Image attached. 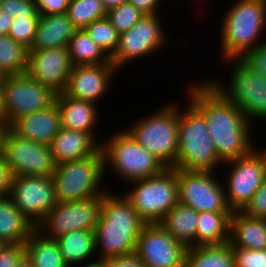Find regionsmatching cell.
Here are the masks:
<instances>
[{
  "mask_svg": "<svg viewBox=\"0 0 266 267\" xmlns=\"http://www.w3.org/2000/svg\"><path fill=\"white\" fill-rule=\"evenodd\" d=\"M28 49L9 35H0V71L4 76L27 71Z\"/></svg>",
  "mask_w": 266,
  "mask_h": 267,
  "instance_id": "cell-32",
  "label": "cell"
},
{
  "mask_svg": "<svg viewBox=\"0 0 266 267\" xmlns=\"http://www.w3.org/2000/svg\"><path fill=\"white\" fill-rule=\"evenodd\" d=\"M105 267H147L134 253L105 260Z\"/></svg>",
  "mask_w": 266,
  "mask_h": 267,
  "instance_id": "cell-43",
  "label": "cell"
},
{
  "mask_svg": "<svg viewBox=\"0 0 266 267\" xmlns=\"http://www.w3.org/2000/svg\"><path fill=\"white\" fill-rule=\"evenodd\" d=\"M198 212L192 207L177 203L160 224L186 248L196 246Z\"/></svg>",
  "mask_w": 266,
  "mask_h": 267,
  "instance_id": "cell-27",
  "label": "cell"
},
{
  "mask_svg": "<svg viewBox=\"0 0 266 267\" xmlns=\"http://www.w3.org/2000/svg\"><path fill=\"white\" fill-rule=\"evenodd\" d=\"M186 251L160 223H146L134 254L147 267H184Z\"/></svg>",
  "mask_w": 266,
  "mask_h": 267,
  "instance_id": "cell-17",
  "label": "cell"
},
{
  "mask_svg": "<svg viewBox=\"0 0 266 267\" xmlns=\"http://www.w3.org/2000/svg\"><path fill=\"white\" fill-rule=\"evenodd\" d=\"M105 141V142H104ZM104 175L107 169L129 183L159 175L167 168L158 158L140 146L125 130L116 131L101 141ZM109 166V167H107Z\"/></svg>",
  "mask_w": 266,
  "mask_h": 267,
  "instance_id": "cell-5",
  "label": "cell"
},
{
  "mask_svg": "<svg viewBox=\"0 0 266 267\" xmlns=\"http://www.w3.org/2000/svg\"><path fill=\"white\" fill-rule=\"evenodd\" d=\"M9 196L16 208L35 226L57 204L51 176H12Z\"/></svg>",
  "mask_w": 266,
  "mask_h": 267,
  "instance_id": "cell-16",
  "label": "cell"
},
{
  "mask_svg": "<svg viewBox=\"0 0 266 267\" xmlns=\"http://www.w3.org/2000/svg\"><path fill=\"white\" fill-rule=\"evenodd\" d=\"M8 128L19 137L49 145L61 128L58 105L54 102L44 110L20 116Z\"/></svg>",
  "mask_w": 266,
  "mask_h": 267,
  "instance_id": "cell-20",
  "label": "cell"
},
{
  "mask_svg": "<svg viewBox=\"0 0 266 267\" xmlns=\"http://www.w3.org/2000/svg\"><path fill=\"white\" fill-rule=\"evenodd\" d=\"M56 93L27 73L5 76L1 82L4 123L7 127L18 117L48 108Z\"/></svg>",
  "mask_w": 266,
  "mask_h": 267,
  "instance_id": "cell-10",
  "label": "cell"
},
{
  "mask_svg": "<svg viewBox=\"0 0 266 267\" xmlns=\"http://www.w3.org/2000/svg\"><path fill=\"white\" fill-rule=\"evenodd\" d=\"M185 104L187 107L180 106L176 161L171 168L216 172L223 162L207 131L205 118L188 100Z\"/></svg>",
  "mask_w": 266,
  "mask_h": 267,
  "instance_id": "cell-4",
  "label": "cell"
},
{
  "mask_svg": "<svg viewBox=\"0 0 266 267\" xmlns=\"http://www.w3.org/2000/svg\"><path fill=\"white\" fill-rule=\"evenodd\" d=\"M112 193L108 190L102 196L100 215L94 229L97 259L101 260L133 254L146 224L124 194Z\"/></svg>",
  "mask_w": 266,
  "mask_h": 267,
  "instance_id": "cell-2",
  "label": "cell"
},
{
  "mask_svg": "<svg viewBox=\"0 0 266 267\" xmlns=\"http://www.w3.org/2000/svg\"><path fill=\"white\" fill-rule=\"evenodd\" d=\"M65 14L79 30L85 29L97 19L106 17L107 11L101 0H70Z\"/></svg>",
  "mask_w": 266,
  "mask_h": 267,
  "instance_id": "cell-33",
  "label": "cell"
},
{
  "mask_svg": "<svg viewBox=\"0 0 266 267\" xmlns=\"http://www.w3.org/2000/svg\"><path fill=\"white\" fill-rule=\"evenodd\" d=\"M105 267V260H101V259H95L94 261L91 260V262H87V263H83L79 265V267Z\"/></svg>",
  "mask_w": 266,
  "mask_h": 267,
  "instance_id": "cell-48",
  "label": "cell"
},
{
  "mask_svg": "<svg viewBox=\"0 0 266 267\" xmlns=\"http://www.w3.org/2000/svg\"><path fill=\"white\" fill-rule=\"evenodd\" d=\"M36 226L13 204L9 195L0 197V240L5 244L25 243Z\"/></svg>",
  "mask_w": 266,
  "mask_h": 267,
  "instance_id": "cell-25",
  "label": "cell"
},
{
  "mask_svg": "<svg viewBox=\"0 0 266 267\" xmlns=\"http://www.w3.org/2000/svg\"><path fill=\"white\" fill-rule=\"evenodd\" d=\"M14 18L0 10V35H8Z\"/></svg>",
  "mask_w": 266,
  "mask_h": 267,
  "instance_id": "cell-46",
  "label": "cell"
},
{
  "mask_svg": "<svg viewBox=\"0 0 266 267\" xmlns=\"http://www.w3.org/2000/svg\"><path fill=\"white\" fill-rule=\"evenodd\" d=\"M5 78V76L2 74V72L0 71V84L2 82V80Z\"/></svg>",
  "mask_w": 266,
  "mask_h": 267,
  "instance_id": "cell-52",
  "label": "cell"
},
{
  "mask_svg": "<svg viewBox=\"0 0 266 267\" xmlns=\"http://www.w3.org/2000/svg\"><path fill=\"white\" fill-rule=\"evenodd\" d=\"M231 63V74L227 87L220 79L209 81L231 102H233L245 115L246 119L266 121V79L256 73L240 58L225 59ZM236 61V62H235ZM233 62V63H232Z\"/></svg>",
  "mask_w": 266,
  "mask_h": 267,
  "instance_id": "cell-9",
  "label": "cell"
},
{
  "mask_svg": "<svg viewBox=\"0 0 266 267\" xmlns=\"http://www.w3.org/2000/svg\"><path fill=\"white\" fill-rule=\"evenodd\" d=\"M240 59L266 79V41L247 51Z\"/></svg>",
  "mask_w": 266,
  "mask_h": 267,
  "instance_id": "cell-39",
  "label": "cell"
},
{
  "mask_svg": "<svg viewBox=\"0 0 266 267\" xmlns=\"http://www.w3.org/2000/svg\"><path fill=\"white\" fill-rule=\"evenodd\" d=\"M0 122H4L3 108H2V97H1V84H0Z\"/></svg>",
  "mask_w": 266,
  "mask_h": 267,
  "instance_id": "cell-51",
  "label": "cell"
},
{
  "mask_svg": "<svg viewBox=\"0 0 266 267\" xmlns=\"http://www.w3.org/2000/svg\"><path fill=\"white\" fill-rule=\"evenodd\" d=\"M184 267H234L232 247L227 242L187 248Z\"/></svg>",
  "mask_w": 266,
  "mask_h": 267,
  "instance_id": "cell-30",
  "label": "cell"
},
{
  "mask_svg": "<svg viewBox=\"0 0 266 267\" xmlns=\"http://www.w3.org/2000/svg\"><path fill=\"white\" fill-rule=\"evenodd\" d=\"M60 253L69 267L91 262L95 258V232L94 230H75L65 233L55 239Z\"/></svg>",
  "mask_w": 266,
  "mask_h": 267,
  "instance_id": "cell-26",
  "label": "cell"
},
{
  "mask_svg": "<svg viewBox=\"0 0 266 267\" xmlns=\"http://www.w3.org/2000/svg\"><path fill=\"white\" fill-rule=\"evenodd\" d=\"M4 242L2 241V240H0V250H1V248L4 246Z\"/></svg>",
  "mask_w": 266,
  "mask_h": 267,
  "instance_id": "cell-53",
  "label": "cell"
},
{
  "mask_svg": "<svg viewBox=\"0 0 266 267\" xmlns=\"http://www.w3.org/2000/svg\"><path fill=\"white\" fill-rule=\"evenodd\" d=\"M222 17L220 58H241L257 45L266 31V0H237ZM263 33V34H262Z\"/></svg>",
  "mask_w": 266,
  "mask_h": 267,
  "instance_id": "cell-3",
  "label": "cell"
},
{
  "mask_svg": "<svg viewBox=\"0 0 266 267\" xmlns=\"http://www.w3.org/2000/svg\"><path fill=\"white\" fill-rule=\"evenodd\" d=\"M25 244V257L32 267H69L55 239L45 237L35 229Z\"/></svg>",
  "mask_w": 266,
  "mask_h": 267,
  "instance_id": "cell-29",
  "label": "cell"
},
{
  "mask_svg": "<svg viewBox=\"0 0 266 267\" xmlns=\"http://www.w3.org/2000/svg\"><path fill=\"white\" fill-rule=\"evenodd\" d=\"M73 65L67 47L28 50L26 73L54 93H63Z\"/></svg>",
  "mask_w": 266,
  "mask_h": 267,
  "instance_id": "cell-18",
  "label": "cell"
},
{
  "mask_svg": "<svg viewBox=\"0 0 266 267\" xmlns=\"http://www.w3.org/2000/svg\"><path fill=\"white\" fill-rule=\"evenodd\" d=\"M67 49L73 67L112 63L84 29L75 32L69 40Z\"/></svg>",
  "mask_w": 266,
  "mask_h": 267,
  "instance_id": "cell-31",
  "label": "cell"
},
{
  "mask_svg": "<svg viewBox=\"0 0 266 267\" xmlns=\"http://www.w3.org/2000/svg\"><path fill=\"white\" fill-rule=\"evenodd\" d=\"M39 18H14L8 35L28 50L35 39Z\"/></svg>",
  "mask_w": 266,
  "mask_h": 267,
  "instance_id": "cell-36",
  "label": "cell"
},
{
  "mask_svg": "<svg viewBox=\"0 0 266 267\" xmlns=\"http://www.w3.org/2000/svg\"><path fill=\"white\" fill-rule=\"evenodd\" d=\"M233 212H198L196 246L229 242Z\"/></svg>",
  "mask_w": 266,
  "mask_h": 267,
  "instance_id": "cell-28",
  "label": "cell"
},
{
  "mask_svg": "<svg viewBox=\"0 0 266 267\" xmlns=\"http://www.w3.org/2000/svg\"><path fill=\"white\" fill-rule=\"evenodd\" d=\"M106 11H110L119 5L128 2V0H101Z\"/></svg>",
  "mask_w": 266,
  "mask_h": 267,
  "instance_id": "cell-47",
  "label": "cell"
},
{
  "mask_svg": "<svg viewBox=\"0 0 266 267\" xmlns=\"http://www.w3.org/2000/svg\"><path fill=\"white\" fill-rule=\"evenodd\" d=\"M161 24L160 14L144 15L130 30L119 34L118 47L110 58L113 65L121 70L131 61L151 56L165 47L167 36Z\"/></svg>",
  "mask_w": 266,
  "mask_h": 267,
  "instance_id": "cell-14",
  "label": "cell"
},
{
  "mask_svg": "<svg viewBox=\"0 0 266 267\" xmlns=\"http://www.w3.org/2000/svg\"><path fill=\"white\" fill-rule=\"evenodd\" d=\"M231 247L244 249H266V219L247 216L242 211H234L230 220Z\"/></svg>",
  "mask_w": 266,
  "mask_h": 267,
  "instance_id": "cell-24",
  "label": "cell"
},
{
  "mask_svg": "<svg viewBox=\"0 0 266 267\" xmlns=\"http://www.w3.org/2000/svg\"><path fill=\"white\" fill-rule=\"evenodd\" d=\"M179 117L180 105L169 102L125 130L166 167H172L176 161Z\"/></svg>",
  "mask_w": 266,
  "mask_h": 267,
  "instance_id": "cell-6",
  "label": "cell"
},
{
  "mask_svg": "<svg viewBox=\"0 0 266 267\" xmlns=\"http://www.w3.org/2000/svg\"><path fill=\"white\" fill-rule=\"evenodd\" d=\"M25 257V244H4L0 250V267H15Z\"/></svg>",
  "mask_w": 266,
  "mask_h": 267,
  "instance_id": "cell-41",
  "label": "cell"
},
{
  "mask_svg": "<svg viewBox=\"0 0 266 267\" xmlns=\"http://www.w3.org/2000/svg\"><path fill=\"white\" fill-rule=\"evenodd\" d=\"M55 102L62 128L89 133L96 139L95 130L99 121L97 104L72 98L64 92L56 94Z\"/></svg>",
  "mask_w": 266,
  "mask_h": 267,
  "instance_id": "cell-22",
  "label": "cell"
},
{
  "mask_svg": "<svg viewBox=\"0 0 266 267\" xmlns=\"http://www.w3.org/2000/svg\"><path fill=\"white\" fill-rule=\"evenodd\" d=\"M1 155L12 176H52L55 168L49 145L19 137L8 127Z\"/></svg>",
  "mask_w": 266,
  "mask_h": 267,
  "instance_id": "cell-12",
  "label": "cell"
},
{
  "mask_svg": "<svg viewBox=\"0 0 266 267\" xmlns=\"http://www.w3.org/2000/svg\"><path fill=\"white\" fill-rule=\"evenodd\" d=\"M216 172L177 169L178 202L197 212H232Z\"/></svg>",
  "mask_w": 266,
  "mask_h": 267,
  "instance_id": "cell-13",
  "label": "cell"
},
{
  "mask_svg": "<svg viewBox=\"0 0 266 267\" xmlns=\"http://www.w3.org/2000/svg\"><path fill=\"white\" fill-rule=\"evenodd\" d=\"M242 212L247 216L266 219V177Z\"/></svg>",
  "mask_w": 266,
  "mask_h": 267,
  "instance_id": "cell-40",
  "label": "cell"
},
{
  "mask_svg": "<svg viewBox=\"0 0 266 267\" xmlns=\"http://www.w3.org/2000/svg\"><path fill=\"white\" fill-rule=\"evenodd\" d=\"M193 83L187 99L204 116L219 159L224 163L249 154L255 147L252 123L208 79Z\"/></svg>",
  "mask_w": 266,
  "mask_h": 267,
  "instance_id": "cell-1",
  "label": "cell"
},
{
  "mask_svg": "<svg viewBox=\"0 0 266 267\" xmlns=\"http://www.w3.org/2000/svg\"><path fill=\"white\" fill-rule=\"evenodd\" d=\"M104 166L101 148L89 157L55 164L52 180L57 202L103 196Z\"/></svg>",
  "mask_w": 266,
  "mask_h": 267,
  "instance_id": "cell-7",
  "label": "cell"
},
{
  "mask_svg": "<svg viewBox=\"0 0 266 267\" xmlns=\"http://www.w3.org/2000/svg\"><path fill=\"white\" fill-rule=\"evenodd\" d=\"M234 267H266V249L232 247Z\"/></svg>",
  "mask_w": 266,
  "mask_h": 267,
  "instance_id": "cell-38",
  "label": "cell"
},
{
  "mask_svg": "<svg viewBox=\"0 0 266 267\" xmlns=\"http://www.w3.org/2000/svg\"><path fill=\"white\" fill-rule=\"evenodd\" d=\"M99 141L89 133L61 127L49 147L54 163L59 164L94 155L101 148Z\"/></svg>",
  "mask_w": 266,
  "mask_h": 267,
  "instance_id": "cell-21",
  "label": "cell"
},
{
  "mask_svg": "<svg viewBox=\"0 0 266 267\" xmlns=\"http://www.w3.org/2000/svg\"><path fill=\"white\" fill-rule=\"evenodd\" d=\"M101 202L102 196L57 202L36 229L51 239L75 230H94L99 219Z\"/></svg>",
  "mask_w": 266,
  "mask_h": 267,
  "instance_id": "cell-15",
  "label": "cell"
},
{
  "mask_svg": "<svg viewBox=\"0 0 266 267\" xmlns=\"http://www.w3.org/2000/svg\"><path fill=\"white\" fill-rule=\"evenodd\" d=\"M84 30L109 58L114 55L119 43V33L107 17L93 21Z\"/></svg>",
  "mask_w": 266,
  "mask_h": 267,
  "instance_id": "cell-34",
  "label": "cell"
},
{
  "mask_svg": "<svg viewBox=\"0 0 266 267\" xmlns=\"http://www.w3.org/2000/svg\"><path fill=\"white\" fill-rule=\"evenodd\" d=\"M118 70L113 63L75 66L68 77L64 93L75 99L96 104L108 92ZM112 79V80H111Z\"/></svg>",
  "mask_w": 266,
  "mask_h": 267,
  "instance_id": "cell-19",
  "label": "cell"
},
{
  "mask_svg": "<svg viewBox=\"0 0 266 267\" xmlns=\"http://www.w3.org/2000/svg\"><path fill=\"white\" fill-rule=\"evenodd\" d=\"M15 267H32L31 263L24 257Z\"/></svg>",
  "mask_w": 266,
  "mask_h": 267,
  "instance_id": "cell-50",
  "label": "cell"
},
{
  "mask_svg": "<svg viewBox=\"0 0 266 267\" xmlns=\"http://www.w3.org/2000/svg\"><path fill=\"white\" fill-rule=\"evenodd\" d=\"M41 15L66 13L70 0H34Z\"/></svg>",
  "mask_w": 266,
  "mask_h": 267,
  "instance_id": "cell-42",
  "label": "cell"
},
{
  "mask_svg": "<svg viewBox=\"0 0 266 267\" xmlns=\"http://www.w3.org/2000/svg\"><path fill=\"white\" fill-rule=\"evenodd\" d=\"M130 185L123 194L146 223H160L178 203L177 169L167 167L159 175L132 181Z\"/></svg>",
  "mask_w": 266,
  "mask_h": 267,
  "instance_id": "cell-8",
  "label": "cell"
},
{
  "mask_svg": "<svg viewBox=\"0 0 266 267\" xmlns=\"http://www.w3.org/2000/svg\"><path fill=\"white\" fill-rule=\"evenodd\" d=\"M6 128H7V125L4 122H0V155H1V149H2V138H3Z\"/></svg>",
  "mask_w": 266,
  "mask_h": 267,
  "instance_id": "cell-49",
  "label": "cell"
},
{
  "mask_svg": "<svg viewBox=\"0 0 266 267\" xmlns=\"http://www.w3.org/2000/svg\"><path fill=\"white\" fill-rule=\"evenodd\" d=\"M144 14L129 2L107 12L106 17L119 34L130 30Z\"/></svg>",
  "mask_w": 266,
  "mask_h": 267,
  "instance_id": "cell-35",
  "label": "cell"
},
{
  "mask_svg": "<svg viewBox=\"0 0 266 267\" xmlns=\"http://www.w3.org/2000/svg\"><path fill=\"white\" fill-rule=\"evenodd\" d=\"M77 30L65 13L40 14L35 39L29 50L67 47Z\"/></svg>",
  "mask_w": 266,
  "mask_h": 267,
  "instance_id": "cell-23",
  "label": "cell"
},
{
  "mask_svg": "<svg viewBox=\"0 0 266 267\" xmlns=\"http://www.w3.org/2000/svg\"><path fill=\"white\" fill-rule=\"evenodd\" d=\"M255 148L246 156L223 163L230 165L223 186H226V201L232 212L244 209L266 177V153Z\"/></svg>",
  "mask_w": 266,
  "mask_h": 267,
  "instance_id": "cell-11",
  "label": "cell"
},
{
  "mask_svg": "<svg viewBox=\"0 0 266 267\" xmlns=\"http://www.w3.org/2000/svg\"><path fill=\"white\" fill-rule=\"evenodd\" d=\"M164 0H128L135 8L141 11L144 15L159 14L158 8Z\"/></svg>",
  "mask_w": 266,
  "mask_h": 267,
  "instance_id": "cell-44",
  "label": "cell"
},
{
  "mask_svg": "<svg viewBox=\"0 0 266 267\" xmlns=\"http://www.w3.org/2000/svg\"><path fill=\"white\" fill-rule=\"evenodd\" d=\"M11 178L9 168L2 155H0V197L9 195Z\"/></svg>",
  "mask_w": 266,
  "mask_h": 267,
  "instance_id": "cell-45",
  "label": "cell"
},
{
  "mask_svg": "<svg viewBox=\"0 0 266 267\" xmlns=\"http://www.w3.org/2000/svg\"><path fill=\"white\" fill-rule=\"evenodd\" d=\"M0 10L13 18H39L34 0H0Z\"/></svg>",
  "mask_w": 266,
  "mask_h": 267,
  "instance_id": "cell-37",
  "label": "cell"
}]
</instances>
